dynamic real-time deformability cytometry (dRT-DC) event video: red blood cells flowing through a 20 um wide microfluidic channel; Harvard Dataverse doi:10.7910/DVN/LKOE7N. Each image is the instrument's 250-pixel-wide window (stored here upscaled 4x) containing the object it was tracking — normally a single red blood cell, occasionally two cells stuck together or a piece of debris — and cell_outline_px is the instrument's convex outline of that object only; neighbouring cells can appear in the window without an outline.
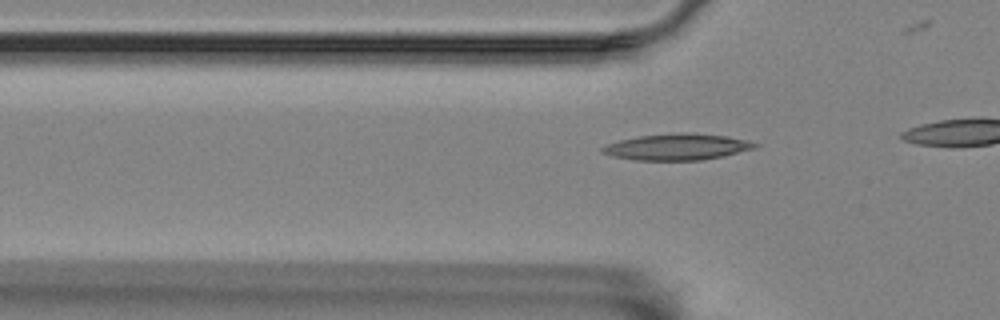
{"species": "Egyptian fruit bat (a non-hibernating species)", "species_latin": "Rousettus aegyptiacus", "temperature_condition": "room temperature", "stored_images_in_passage": 9, "camera_frame_rate_fps": 3000, "um_per_image_px": 0.085, "animal": {"sex": "female"}, "frame": {"image": 1, "passage_image": 3, "time_ms": 0.667, "image_size_px": [1000, 320], "cell_outline_px": [[760, 144], [756, 148], [724, 156], [700, 160], [632, 160], [612, 156], [600, 152], [600, 148], [608, 144], [620, 140], [640, 136], [676, 132], [688, 132], [728, 136], [748, 140]], "centroid_in_image_um": [57.58, 12.48], "position_along_channel_um": 68.2, "area_um2": 23.58}}
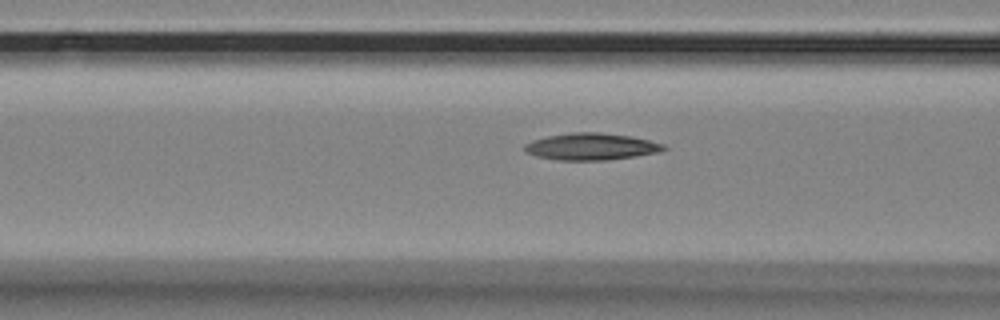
{"frame": {"image": 2, "passage_image": 7, "time_ms": 2.0, "image_size_px": [1000, 320], "cell_outline_px": [[668, 148], [660, 152], [636, 156], [608, 160], [556, 160], [536, 156], [524, 152], [524, 144], [532, 140], [548, 136], [572, 132], [600, 132], [632, 136], [664, 144]], "centroid_in_image_um": [50.25, 12.46], "position_along_channel_um": 116.3, "area_um2": 21.96}}